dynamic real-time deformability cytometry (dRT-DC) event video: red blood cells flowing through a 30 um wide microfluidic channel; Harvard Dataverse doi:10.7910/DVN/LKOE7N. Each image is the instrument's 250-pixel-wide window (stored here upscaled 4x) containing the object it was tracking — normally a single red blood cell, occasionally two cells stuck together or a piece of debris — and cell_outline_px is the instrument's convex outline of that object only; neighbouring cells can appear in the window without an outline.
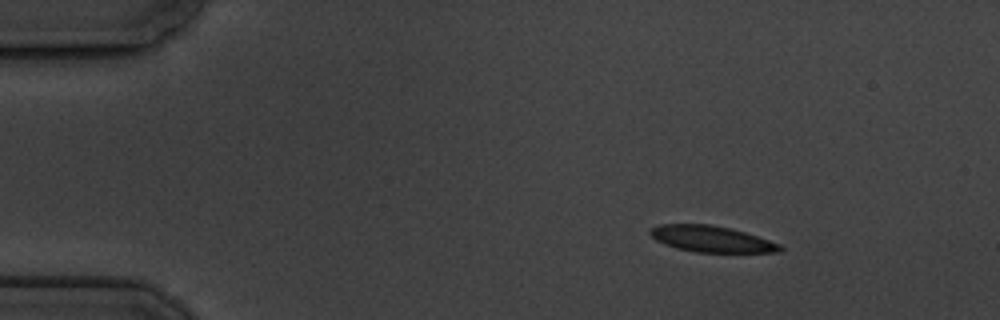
{"species": "common noctule bat (a hibernating species)", "species_latin": "Nyctalus noctula", "temperature_condition": "cold", "stored_images_in_passage": 5, "camera_frame_rate_fps": 3000, "um_per_image_px": 0.085, "animal": {"sex": "male", "body_mass_g": 19.5, "forearm_length_mm": 54.6}, "frame": {"image": 1, "passage_image": 2, "time_ms": 1.0, "image_size_px": [1000, 320], "cell_outline_px": [[784, 248], [780, 252], [696, 252], [676, 248], [664, 244], [656, 240], [648, 232], [652, 228], [660, 224], [712, 224], [732, 228], [780, 244]], "centroid_in_image_um": [60.46, 20.31], "position_along_channel_um": 24.5, "area_um2": 19.77}}
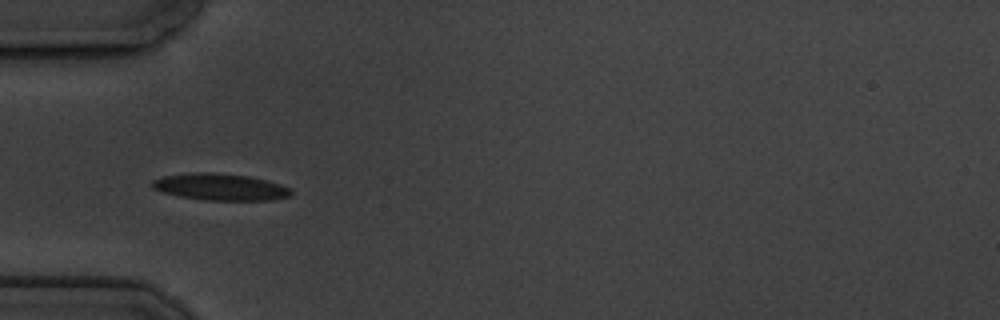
{"frame": {"image": 2, "passage_image": 4, "time_ms": 4.333, "image_size_px": [1000, 320], "cell_outline_px": [[292, 192], [288, 196], [272, 200], [208, 200], [180, 196], [160, 192], [152, 188], [152, 180], [164, 176], [192, 172], [212, 172], [248, 176], [280, 184], [292, 188]], "centroid_in_image_um": [18.7, 15.89], "position_along_channel_um": 66.3, "area_um2": 21.56}}